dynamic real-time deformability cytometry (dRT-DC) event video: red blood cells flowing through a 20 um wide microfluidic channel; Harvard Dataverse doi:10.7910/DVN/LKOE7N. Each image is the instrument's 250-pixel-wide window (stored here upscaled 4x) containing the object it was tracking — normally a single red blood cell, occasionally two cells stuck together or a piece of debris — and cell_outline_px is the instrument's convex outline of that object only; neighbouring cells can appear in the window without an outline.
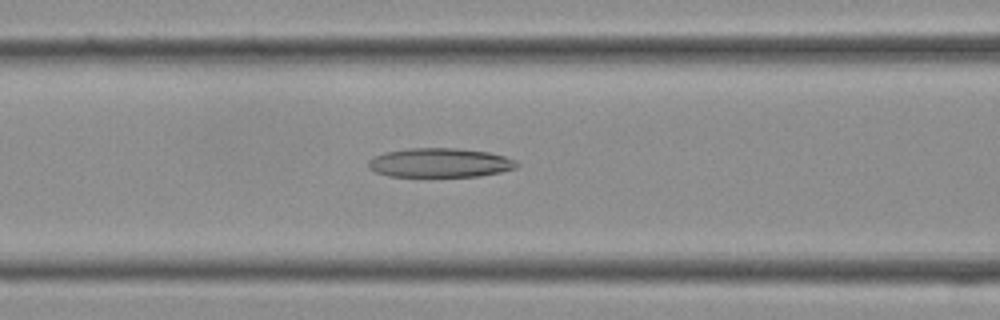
{"species": "Egyptian fruit bat (a non-hibernating species)", "species_latin": "Rousettus aegyptiacus", "temperature_condition": "cold", "stored_images_in_passage": 37, "camera_frame_rate_fps": 3000, "um_per_image_px": 0.085, "frame": {"image": 1, "passage_image": 15, "time_ms": 4.667, "image_size_px": [1000, 320], "cell_outline_px": [[520, 164], [516, 168], [500, 172], [480, 176], [388, 176], [376, 172], [368, 168], [368, 160], [372, 156], [384, 152], [408, 148], [456, 148], [488, 152], [504, 156], [516, 160]], "centroid_in_image_um": [37.37, 13.83], "position_along_channel_um": 129.2, "area_um2": 25.37}}
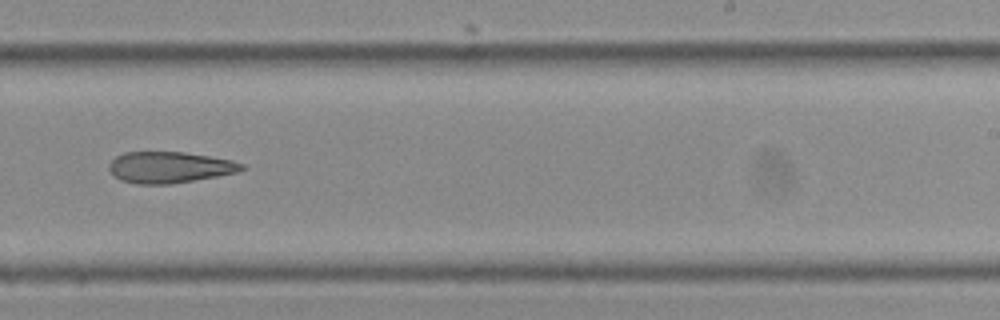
{"frame": {"image": 2, "passage_image": 23, "time_ms": 7.333, "image_size_px": [1000, 320], "cell_outline_px": [[244, 168], [240, 172], [172, 184], [136, 184], [120, 180], [108, 168], [108, 164], [116, 156], [124, 152], [184, 152], [232, 160], [244, 164]], "centroid_in_image_um": [14.41, 14.22], "position_along_channel_um": 274.6, "area_um2": 24.16}}
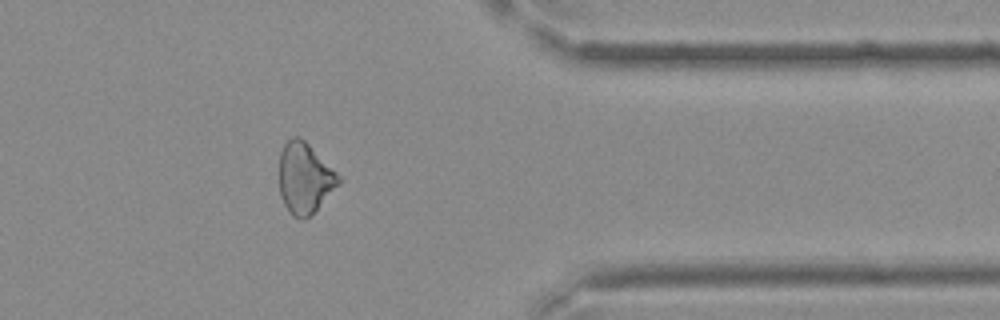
{"frame": {"image": 3, "passage_image": 30, "time_ms": 9.667, "image_size_px": [1000, 320], "cell_outline_px": [[340, 184], [308, 216], [300, 220], [292, 216], [288, 212], [280, 196], [280, 152], [284, 144], [292, 136], [300, 136], [340, 176]], "centroid_in_image_um": [25.87, 15.14], "position_along_channel_um": 385.5, "area_um2": 24.1}}